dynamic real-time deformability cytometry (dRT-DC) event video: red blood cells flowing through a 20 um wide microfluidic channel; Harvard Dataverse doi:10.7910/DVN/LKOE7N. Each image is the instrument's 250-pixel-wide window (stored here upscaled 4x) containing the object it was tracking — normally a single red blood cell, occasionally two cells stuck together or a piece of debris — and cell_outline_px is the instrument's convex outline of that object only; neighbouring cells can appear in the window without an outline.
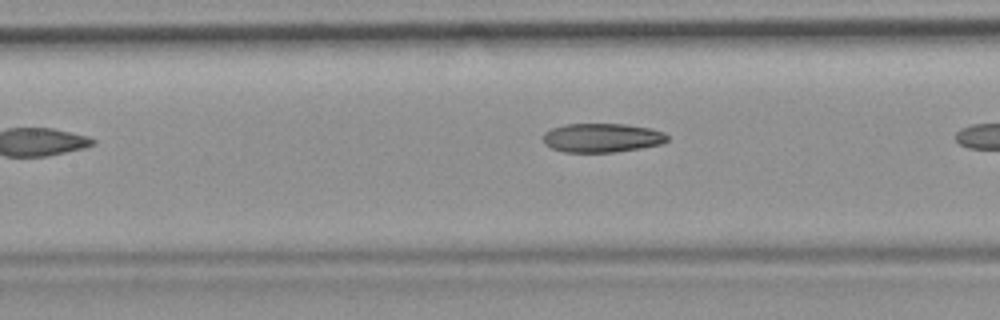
{"species": "common noctule bat (a hibernating species)", "species_latin": "Nyctalus noctula", "temperature_condition": "room temperature", "stored_images_in_passage": 6, "camera_frame_rate_fps": 3000, "um_per_image_px": 0.085, "animal": {"sex": "female", "body_mass_g": 19.9}, "frame": {"image": 1, "passage_image": 4, "time_ms": 3.667, "image_size_px": [1000, 320], "cell_outline_px": [[668, 140], [664, 144], [616, 152], [564, 152], [552, 148], [544, 144], [544, 132], [552, 128], [568, 124], [624, 124], [652, 128], [664, 132], [668, 136]], "centroid_in_image_um": [51.21, 11.71], "position_along_channel_um": 156.2, "area_um2": 21.1}}